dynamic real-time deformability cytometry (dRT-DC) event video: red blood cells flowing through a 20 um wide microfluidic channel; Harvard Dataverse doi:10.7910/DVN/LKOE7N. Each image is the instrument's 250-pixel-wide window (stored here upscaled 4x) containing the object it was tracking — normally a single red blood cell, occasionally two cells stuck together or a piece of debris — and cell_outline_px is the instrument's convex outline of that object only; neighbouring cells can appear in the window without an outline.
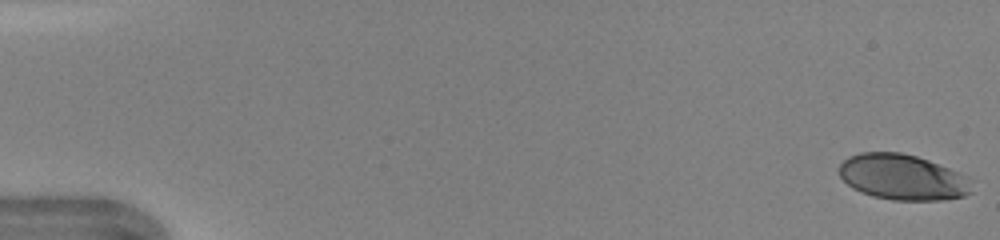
{"species": "human", "species_latin": "Homo sapiens", "temperature_condition": "warm", "stored_images_in_passage": 47, "camera_frame_rate_fps": 3000, "um_per_image_px": 0.085, "donor": {"sex": "female"}, "frame": {"image": 1, "passage_image": 1, "time_ms": 0.0, "image_size_px": [1000, 240], "cell_outline_px": [[972, 192], [964, 196], [944, 200], [892, 200], [872, 196], [860, 192], [852, 188], [840, 176], [840, 164], [848, 156], [860, 152], [900, 152], [916, 156], [928, 160], [960, 172], [968, 176]], "centroid_in_image_um": [76.72, 15.06], "position_along_channel_um": 8.3, "area_um2": 35.37}}
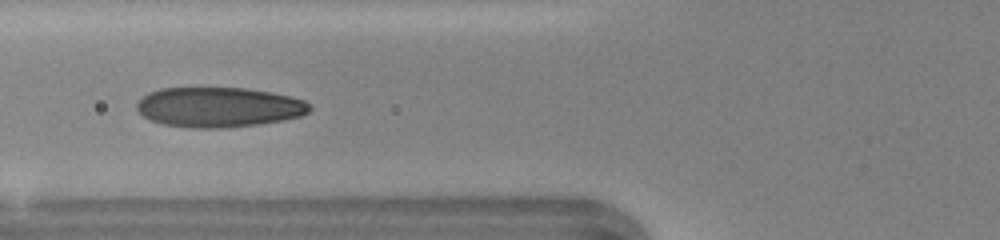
{"frame": {"image": 2, "passage_image": 19, "time_ms": 6.0, "image_size_px": [1000, 240], "cell_outline_px": [[312, 108], [308, 112], [300, 116], [284, 120], [260, 124], [224, 128], [192, 128], [164, 124], [152, 120], [144, 116], [136, 108], [136, 104], [148, 92], [160, 88], [244, 88], [272, 92], [304, 100]], "centroid_in_image_um": [18.6, 9.11], "position_along_channel_um": 107.2, "area_um2": 40.17}}
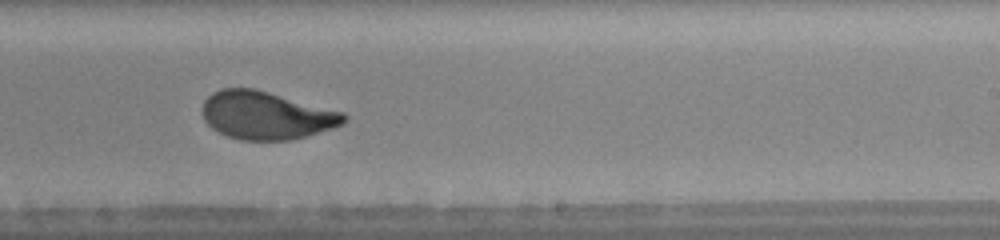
{"frame": {"image": 3, "passage_image": 30, "time_ms": 9.667, "image_size_px": [1000, 240], "cell_outline_px": [[348, 116], [344, 124], [332, 128], [304, 136], [288, 140], [240, 140], [228, 136], [212, 128], [204, 120], [204, 100], [212, 92], [220, 88], [256, 88], [344, 112]], "centroid_in_image_um": [22.65, 9.79], "position_along_channel_um": 266.4, "area_um2": 39.48}, "authors_computed_cell_mechanics": {"area_um2": 39.0728, "velocity_mm_per_s": 4.3431, "shape_relaxation_time_tau1_ms": 3.9359, "shape_relaxation_time_tau2_ms": null, "deformation_change_tau1": 0.2043, "deformation_change_tau2": null}}